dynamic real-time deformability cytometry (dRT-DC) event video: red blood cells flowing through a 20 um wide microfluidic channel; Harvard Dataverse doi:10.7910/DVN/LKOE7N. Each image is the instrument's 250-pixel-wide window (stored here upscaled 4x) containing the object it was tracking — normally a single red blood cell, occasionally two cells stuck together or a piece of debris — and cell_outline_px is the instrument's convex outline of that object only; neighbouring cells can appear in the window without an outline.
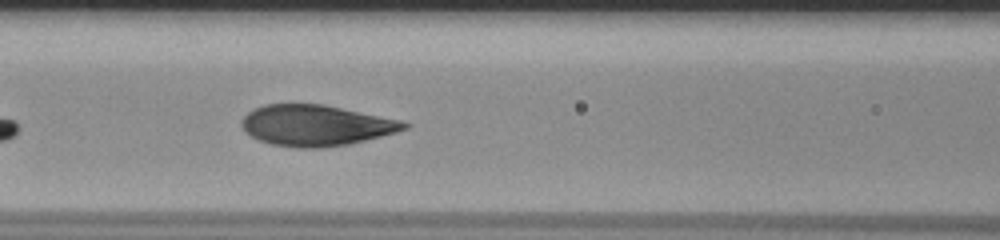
{"species": "human", "species_latin": "Homo sapiens", "temperature_condition": "room temperature", "stored_images_in_passage": 36, "camera_frame_rate_fps": 3000, "um_per_image_px": 0.085, "donor": {"sex": "male"}, "frame": {"image": 1, "passage_image": 8, "time_ms": 2.333, "image_size_px": [1000, 240], "cell_outline_px": [[412, 124], [408, 128], [396, 132], [348, 144], [320, 148], [300, 148], [272, 144], [260, 140], [244, 132], [240, 124], [240, 120], [252, 108], [264, 104], [324, 104], [400, 120]], "centroid_in_image_um": [26.81, 10.65], "position_along_channel_um": 139.8, "area_um2": 38.73}}
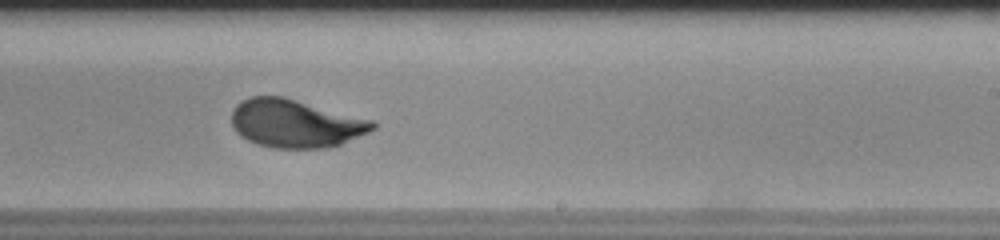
{"frame": {"image": 2, "passage_image": 18, "time_ms": 5.667, "image_size_px": [1000, 240], "cell_outline_px": [[376, 128], [368, 132], [340, 144], [328, 148], [276, 148], [256, 144], [240, 136], [236, 132], [232, 124], [232, 112], [236, 104], [240, 100], [252, 96], [280, 96], [372, 120], [376, 124]], "centroid_in_image_um": [25.07, 10.5], "position_along_channel_um": 263.9, "area_um2": 39.25}}
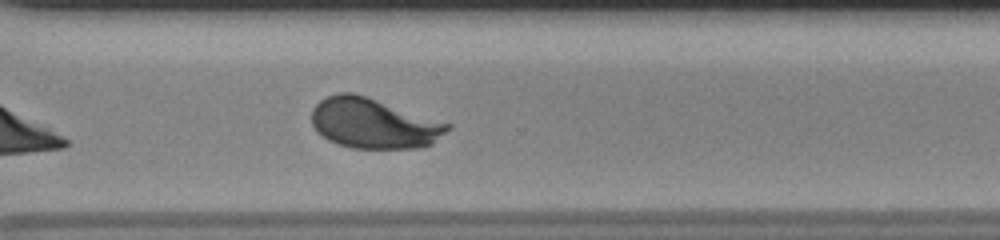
{"frame": {"image": 3, "passage_image": 24, "time_ms": 7.667, "image_size_px": [1000, 240], "cell_outline_px": [[452, 128], [432, 144], [416, 148], [352, 148], [336, 144], [328, 140], [316, 132], [312, 124], [312, 108], [320, 100], [336, 92], [352, 92], [452, 124]], "centroid_in_image_um": [31.74, 10.49], "position_along_channel_um": 338.9, "area_um2": 39.77}, "authors_computed_cell_mechanics": {"area_um2": 39.8242, "velocity_mm_per_s": 3.73, "shape_relaxation_time_tau1_ms": 3.045, "shape_relaxation_time_tau2_ms": null, "deformation_change_tau1": 0.148, "deformation_change_tau2": null}}